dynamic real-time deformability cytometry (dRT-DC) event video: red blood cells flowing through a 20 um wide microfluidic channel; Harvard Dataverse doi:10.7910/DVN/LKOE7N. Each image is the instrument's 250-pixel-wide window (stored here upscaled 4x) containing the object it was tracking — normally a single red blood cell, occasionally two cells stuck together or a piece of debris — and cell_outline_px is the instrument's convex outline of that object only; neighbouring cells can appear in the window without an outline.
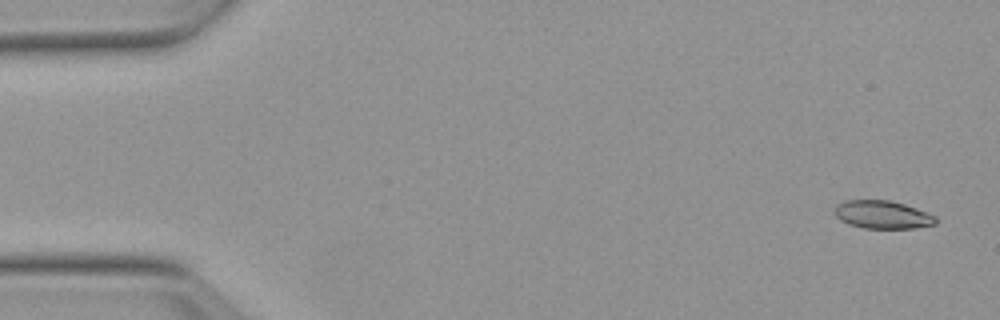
{"species": "Egyptian fruit bat (a non-hibernating species)", "species_latin": "Rousettus aegyptiacus", "temperature_condition": "warm", "stored_images_in_passage": 15, "camera_frame_rate_fps": 3000, "um_per_image_px": 0.085, "animal": {"sex": "female"}, "frame": {"image": 1, "passage_image": 1, "time_ms": 0.0, "image_size_px": [1000, 320], "cell_outline_px": [[936, 224], [916, 228], [864, 228], [848, 224], [840, 220], [832, 212], [836, 204], [844, 200], [888, 200], [904, 204], [916, 208], [936, 216]], "centroid_in_image_um": [74.97, 18.24], "position_along_channel_um": 10.0, "area_um2": 16.65}}
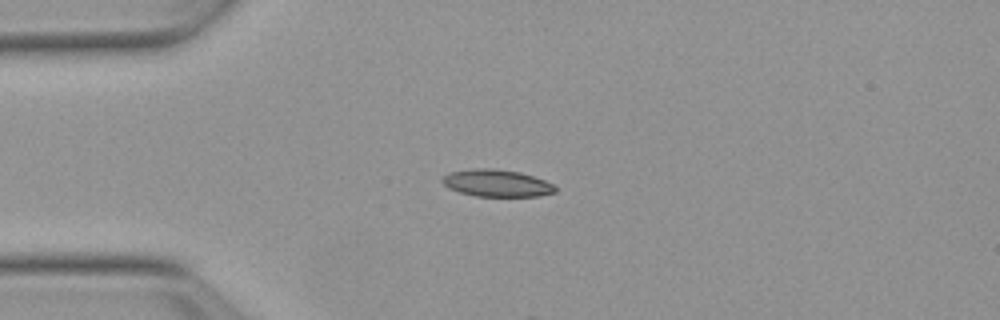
{"frame": {"image": 2, "passage_image": 12, "time_ms": 3.667, "image_size_px": [1000, 320], "cell_outline_px": [[556, 192], [540, 196], [476, 196], [460, 192], [448, 188], [440, 180], [448, 172], [472, 168], [496, 168], [520, 172], [544, 180], [552, 184], [556, 188]], "centroid_in_image_um": [42.2, 15.56], "position_along_channel_um": 42.8, "area_um2": 17.92}}